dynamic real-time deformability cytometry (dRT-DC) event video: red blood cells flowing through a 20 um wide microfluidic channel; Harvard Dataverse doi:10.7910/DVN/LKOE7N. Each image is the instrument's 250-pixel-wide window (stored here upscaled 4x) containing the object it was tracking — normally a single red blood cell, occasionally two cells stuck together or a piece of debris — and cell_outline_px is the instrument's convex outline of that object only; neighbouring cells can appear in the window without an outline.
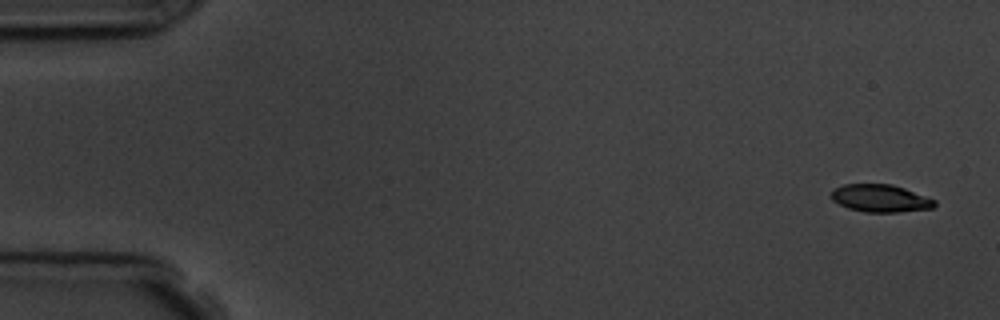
{"species": "common noctule bat (a hibernating species)", "species_latin": "Nyctalus noctula", "temperature_condition": "room temperature", "stored_images_in_passage": 5, "camera_frame_rate_fps": 3000, "um_per_image_px": 0.085, "animal": {"sex": "male", "body_mass_g": 19.5, "forearm_length_mm": 54.6}, "frame": {"image": 1, "passage_image": 1, "time_ms": 0.0, "image_size_px": [1000, 320], "cell_outline_px": [[936, 204], [932, 208], [900, 212], [864, 212], [848, 208], [832, 200], [832, 188], [844, 184], [892, 184], [904, 188], [936, 200]], "centroid_in_image_um": [74.82, 16.85], "position_along_channel_um": 10.2, "area_um2": 16.59}}
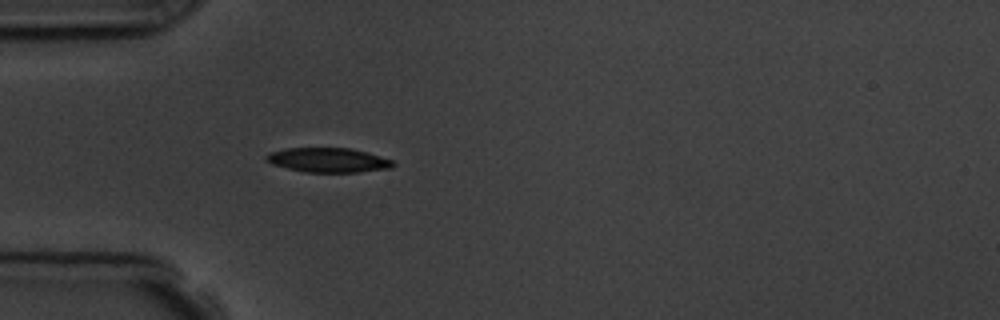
{"frame": {"image": 2, "passage_image": 5, "time_ms": 4.667, "image_size_px": [1000, 320], "cell_outline_px": [[396, 164], [392, 168], [356, 172], [304, 172], [272, 164], [264, 160], [264, 156], [272, 152], [288, 148], [352, 148], [368, 152], [392, 160]], "centroid_in_image_um": [27.91, 13.6], "position_along_channel_um": 57.1, "area_um2": 18.09}}